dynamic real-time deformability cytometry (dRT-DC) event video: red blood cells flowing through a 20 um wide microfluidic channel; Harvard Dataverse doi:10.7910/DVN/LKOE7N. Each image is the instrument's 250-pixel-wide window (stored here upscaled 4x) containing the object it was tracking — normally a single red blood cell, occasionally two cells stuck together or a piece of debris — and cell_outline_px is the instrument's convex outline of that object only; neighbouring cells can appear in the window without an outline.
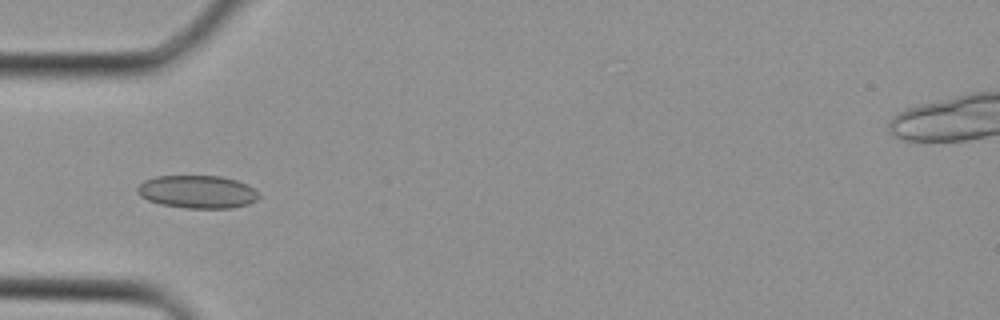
{"species": "Egyptian fruit bat (a non-hibernating species)", "species_latin": "Rousettus aegyptiacus", "temperature_condition": "cold", "stored_images_in_passage": 30, "camera_frame_rate_fps": 3000, "um_per_image_px": 0.085, "animal": {"sex": "female"}, "frame": {"image": 1, "passage_image": 10, "time_ms": 3.0, "image_size_px": [1000, 320], "cell_outline_px": [[260, 196], [256, 200], [248, 204], [232, 208], [184, 208], [160, 204], [148, 200], [140, 196], [136, 192], [136, 188], [144, 180], [156, 176], [220, 176], [236, 180], [252, 188]], "centroid_in_image_um": [16.73, 16.31], "position_along_channel_um": 68.3, "area_um2": 23.24}}
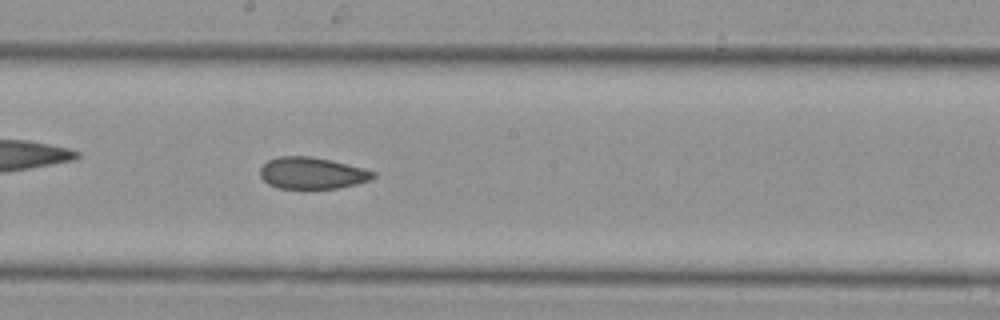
{"frame": {"image": 2, "passage_image": 18, "time_ms": 5.667, "image_size_px": [1000, 320], "cell_outline_px": [[376, 176], [372, 180], [356, 184], [336, 188], [280, 188], [268, 184], [260, 176], [260, 168], [268, 160], [276, 156], [312, 156], [376, 172]], "centroid_in_image_um": [26.5, 14.71], "position_along_channel_um": 221.7, "area_um2": 20.63}}
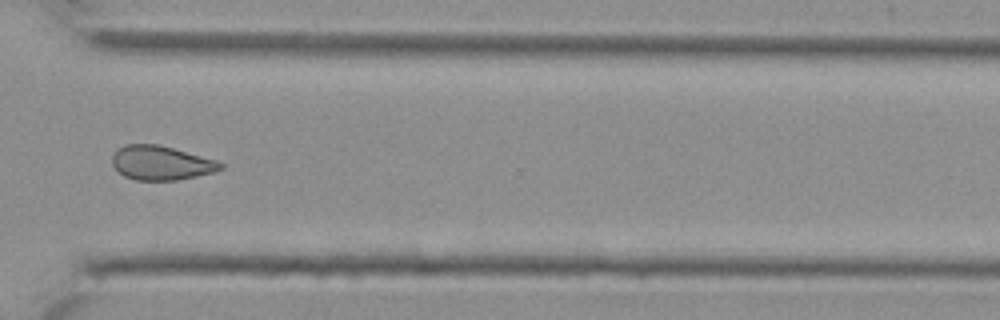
{"frame": {"image": 3, "passage_image": 25, "time_ms": 8.0, "image_size_px": [1000, 320], "cell_outline_px": [[224, 168], [212, 172], [196, 176], [176, 180], [136, 180], [124, 176], [112, 164], [112, 156], [124, 144], [156, 144], [172, 148], [216, 160], [224, 164]], "centroid_in_image_um": [13.69, 13.85], "position_along_channel_um": 356.9, "area_um2": 21.27}}